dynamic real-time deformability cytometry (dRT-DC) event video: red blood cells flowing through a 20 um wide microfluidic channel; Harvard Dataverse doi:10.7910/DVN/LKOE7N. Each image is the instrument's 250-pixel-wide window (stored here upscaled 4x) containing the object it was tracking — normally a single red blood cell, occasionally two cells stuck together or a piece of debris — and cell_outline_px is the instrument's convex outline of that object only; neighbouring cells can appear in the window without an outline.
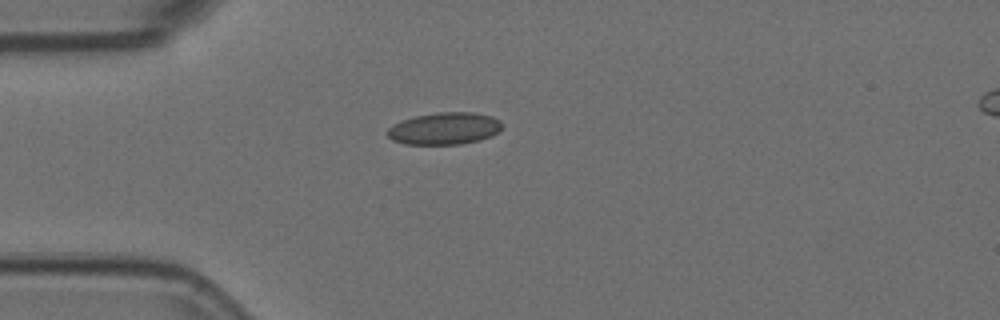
{"species": "Egyptian fruit bat (a non-hibernating species)", "species_latin": "Rousettus aegyptiacus", "temperature_condition": "room temperature", "stored_images_in_passage": 6, "camera_frame_rate_fps": 3000, "um_per_image_px": 0.085, "animal": {"sex": "female"}, "frame": {"image": 1, "passage_image": 1, "time_ms": 0.0, "image_size_px": [1000, 320], "cell_outline_px": [[500, 128], [492, 136], [480, 140], [460, 144], [404, 144], [392, 140], [388, 136], [388, 128], [404, 120], [416, 116], [440, 112], [472, 112], [492, 116], [500, 120]], "centroid_in_image_um": [37.79, 10.93], "position_along_channel_um": 47.2, "area_um2": 21.15}}
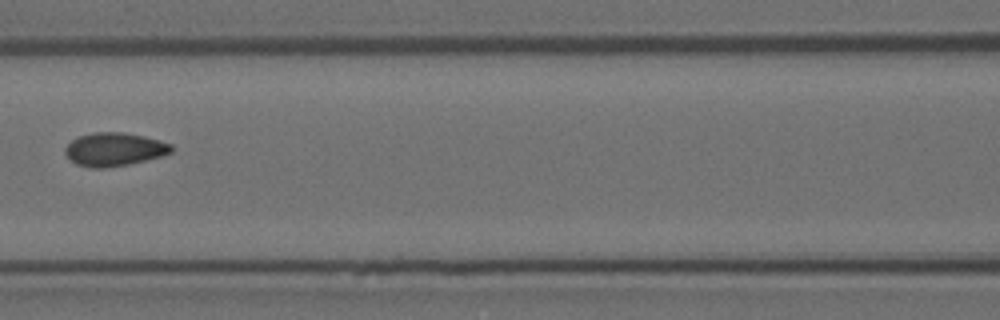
{"frame": {"image": 2, "passage_image": 4, "time_ms": 1.0, "image_size_px": [1000, 320], "cell_outline_px": [[172, 152], [160, 156], [128, 164], [104, 168], [88, 168], [76, 164], [64, 152], [64, 148], [72, 140], [80, 136], [92, 132], [124, 132], [144, 136], [160, 140], [172, 144]], "centroid_in_image_um": [9.7, 12.69], "position_along_channel_um": 156.9, "area_um2": 20.58}}
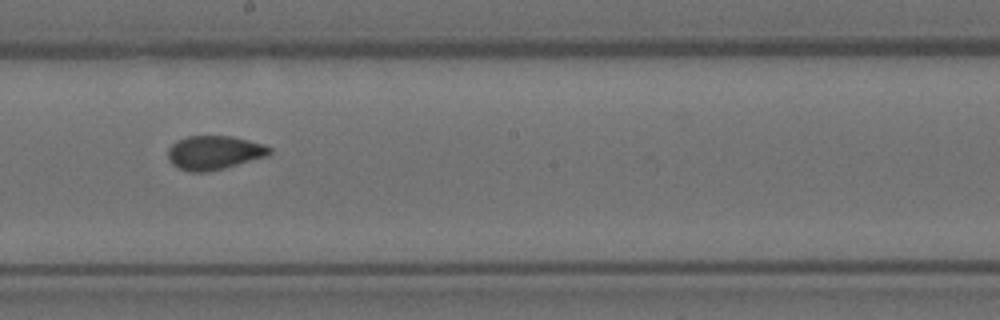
{"frame": {"image": 3, "passage_image": 6, "time_ms": 1.667, "image_size_px": [1000, 320], "cell_outline_px": [[272, 152], [268, 156], [224, 168], [208, 172], [192, 172], [180, 168], [172, 164], [168, 160], [168, 148], [176, 140], [188, 136], [232, 136], [264, 144], [272, 148]], "centroid_in_image_um": [18.21, 12.97], "position_along_channel_um": 230.0, "area_um2": 20.17}}